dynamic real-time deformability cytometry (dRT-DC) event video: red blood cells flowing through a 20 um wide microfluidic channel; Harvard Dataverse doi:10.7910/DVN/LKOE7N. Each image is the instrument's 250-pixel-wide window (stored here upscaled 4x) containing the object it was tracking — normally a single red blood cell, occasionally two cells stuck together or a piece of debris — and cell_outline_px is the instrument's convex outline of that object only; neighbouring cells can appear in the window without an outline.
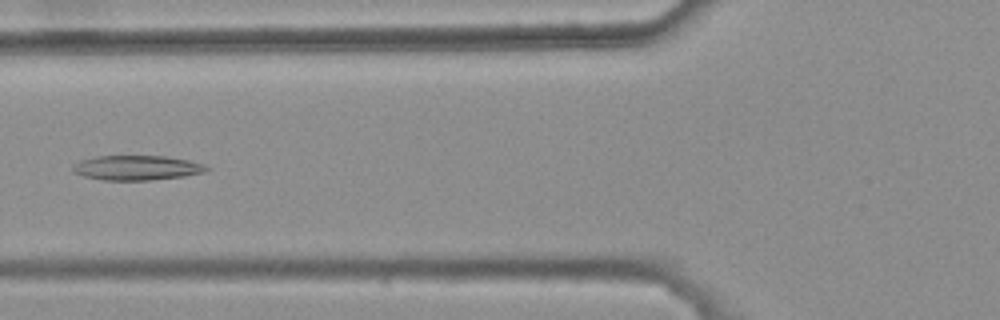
{"species": "common noctule bat (a hibernating species)", "species_latin": "Nyctalus noctula", "temperature_condition": "warm", "stored_images_in_passage": 6, "camera_frame_rate_fps": 3000, "um_per_image_px": 0.085, "animal": {"sex": "female", "body_mass_g": 25.1}, "frame": {"image": 1, "passage_image": 5, "time_ms": 1.333, "image_size_px": [1000, 320], "cell_outline_px": [[212, 168], [204, 172], [184, 176], [152, 180], [104, 180], [84, 176], [72, 172], [72, 168], [80, 160], [96, 156], [164, 156], [188, 160], [204, 164]], "centroid_in_image_um": [11.65, 14.26], "position_along_channel_um": 114.2, "area_um2": 19.25}}
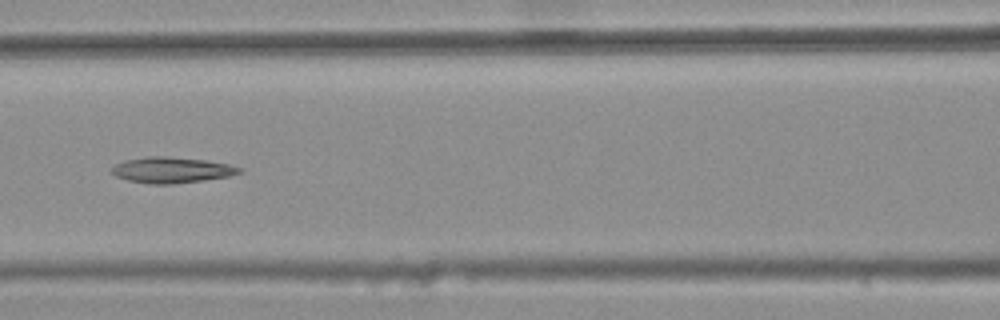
{"frame": {"image": 2, "passage_image": 6, "time_ms": 1.667, "image_size_px": [1000, 320], "cell_outline_px": [[244, 172], [228, 176], [204, 180], [172, 184], [152, 184], [128, 180], [116, 176], [112, 172], [112, 168], [116, 164], [124, 160], [148, 156], [168, 156], [204, 160], [228, 164], [244, 168]], "centroid_in_image_um": [14.62, 14.44], "position_along_channel_um": 152.0, "area_um2": 19.19}}